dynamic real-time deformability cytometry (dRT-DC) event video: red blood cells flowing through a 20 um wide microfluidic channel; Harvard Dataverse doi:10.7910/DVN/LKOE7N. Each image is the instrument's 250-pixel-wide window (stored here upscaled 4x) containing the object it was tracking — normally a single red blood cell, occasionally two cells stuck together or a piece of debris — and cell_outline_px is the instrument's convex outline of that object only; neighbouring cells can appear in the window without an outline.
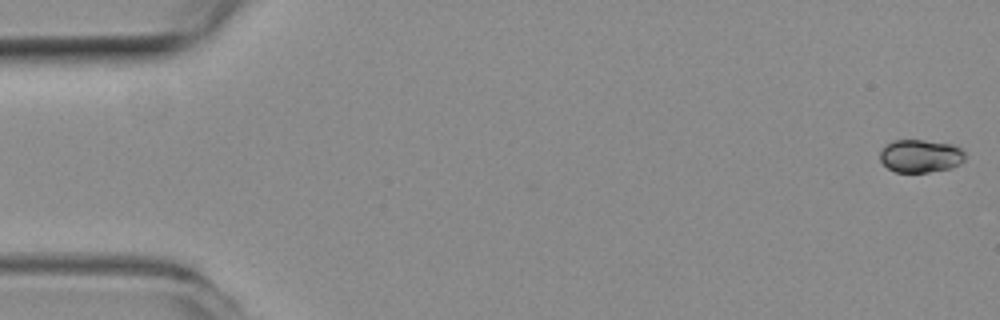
{"species": "common noctule bat (a hibernating species)", "species_latin": "Nyctalus noctula", "temperature_condition": "room temperature", "stored_images_in_passage": 55, "camera_frame_rate_fps": 3000, "um_per_image_px": 0.085, "animal": {"sex": "female", "body_mass_g": 19.3, "forearm_length_mm": 54.1}, "frame": {"image": 1, "passage_image": 1, "time_ms": 0.0, "image_size_px": [1000, 320], "cell_outline_px": [[964, 160], [960, 164], [952, 168], [928, 172], [896, 172], [888, 168], [880, 160], [880, 152], [892, 140], [924, 140], [952, 144], [960, 148], [964, 152]], "centroid_in_image_um": [78.26, 13.26], "position_along_channel_um": 6.7, "area_um2": 16.3}}
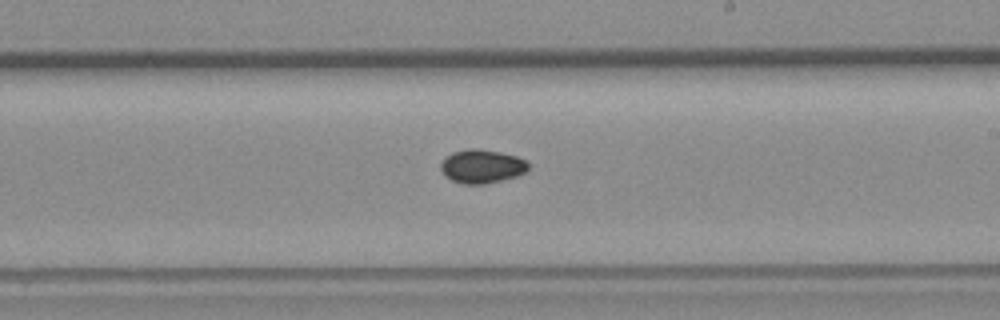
{"frame": {"image": 2, "passage_image": 32, "time_ms": 10.333, "image_size_px": [1000, 320], "cell_outline_px": [[528, 172], [516, 176], [484, 184], [464, 184], [452, 180], [444, 176], [440, 168], [440, 164], [444, 156], [452, 152], [468, 148], [476, 148], [500, 152], [516, 156], [524, 160], [528, 164]], "centroid_in_image_um": [40.92, 14.13], "position_along_channel_um": 248.1, "area_um2": 17.28}}
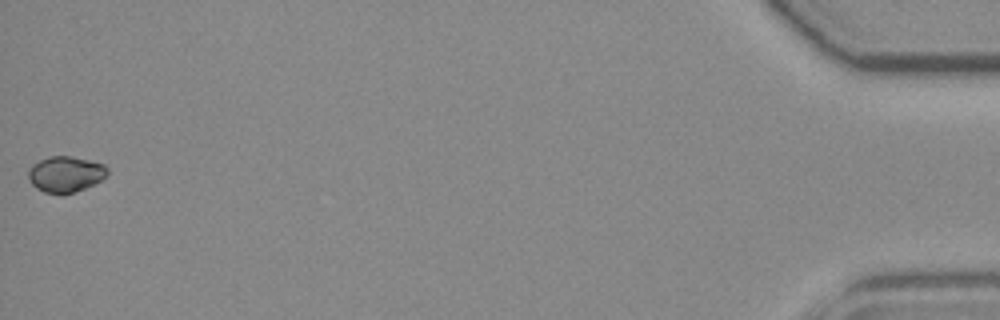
{"frame": {"image": 3, "passage_image": 55, "time_ms": 18.0, "image_size_px": [1000, 320], "cell_outline_px": [[108, 172], [100, 180], [84, 188], [64, 196], [60, 196], [44, 192], [36, 188], [28, 180], [28, 172], [32, 164], [48, 156], [72, 156], [104, 164], [108, 168]], "centroid_in_image_um": [5.53, 14.82], "position_along_channel_um": 429.7, "area_um2": 16.7}}